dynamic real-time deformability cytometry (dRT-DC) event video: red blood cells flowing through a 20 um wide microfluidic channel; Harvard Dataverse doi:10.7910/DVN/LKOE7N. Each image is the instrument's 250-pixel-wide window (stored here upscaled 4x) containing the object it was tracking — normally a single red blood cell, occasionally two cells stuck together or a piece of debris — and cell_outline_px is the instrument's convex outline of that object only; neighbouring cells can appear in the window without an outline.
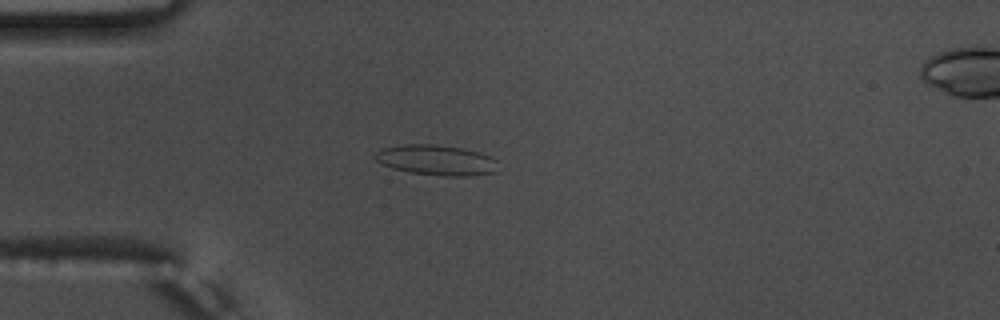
{"species": "common noctule bat (a hibernating species)", "species_latin": "Nyctalus noctula", "temperature_condition": "warm", "stored_images_in_passage": 48, "camera_frame_rate_fps": 3000, "um_per_image_px": 0.085, "animal": {"sex": "male", "body_mass_g": 17.5, "forearm_length_mm": 52.3}, "frame": {"image": 1, "passage_image": 9, "time_ms": 2.667, "image_size_px": [1000, 320], "cell_outline_px": [[496, 172], [472, 176], [444, 176], [408, 172], [392, 168], [380, 164], [372, 156], [376, 152], [384, 148], [404, 144], [436, 144], [460, 148], [476, 152], [488, 156], [496, 160]], "centroid_in_image_um": [37.04, 13.62], "position_along_channel_um": 48.0, "area_um2": 21.68}}
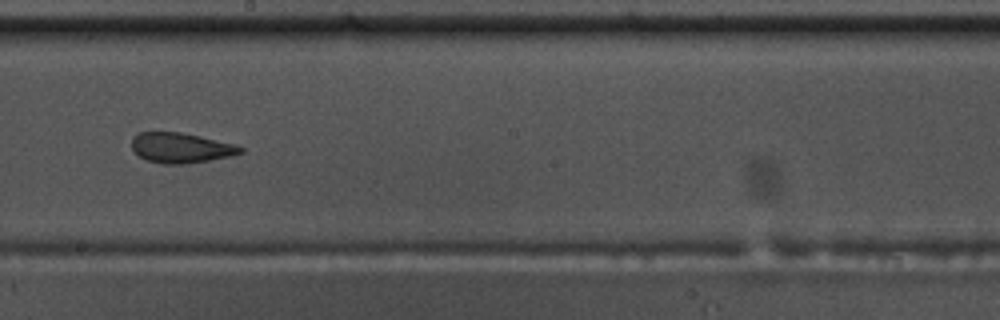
{"frame": {"image": 2, "passage_image": 25, "time_ms": 8.0, "image_size_px": [1000, 320], "cell_outline_px": [[244, 152], [232, 156], [184, 164], [164, 164], [148, 160], [140, 156], [132, 148], [132, 136], [136, 132], [180, 132], [200, 136], [236, 144], [244, 148]], "centroid_in_image_um": [15.39, 12.55], "position_along_channel_um": 232.8, "area_um2": 19.13}}
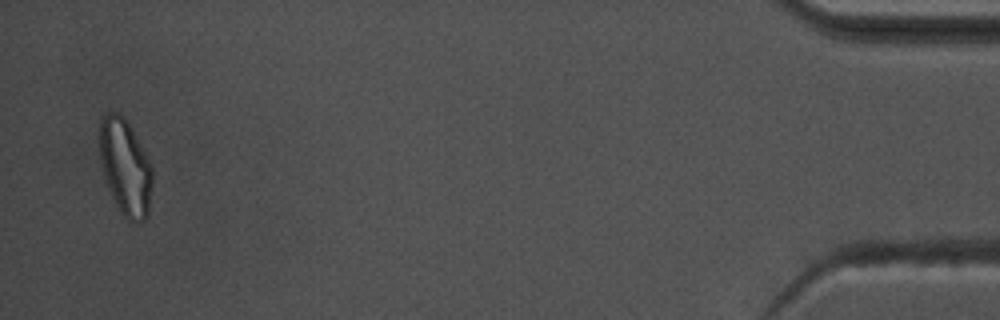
{"frame": {"image": 3, "passage_image": 47, "time_ms": 15.333, "image_size_px": [1000, 320], "cell_outline_px": [[152, 184], [148, 216], [144, 220], [128, 220], [120, 212], [112, 196], [104, 176], [100, 160], [100, 116], [108, 112], [116, 112], [124, 116], [144, 152], [152, 168]], "centroid_in_image_um": [10.64, 14.19], "position_along_channel_um": 424.6, "area_um2": 29.13}, "authors_computed_cell_mechanics": {"area_um2": 20.6057, "velocity_mm_per_s": 3.7769, "shape_relaxation_time_tau1_ms": null, "shape_relaxation_time_tau2_ms": 1.2638, "deformation_change_tau1": null, "deformation_change_tau2": 0.0823}}